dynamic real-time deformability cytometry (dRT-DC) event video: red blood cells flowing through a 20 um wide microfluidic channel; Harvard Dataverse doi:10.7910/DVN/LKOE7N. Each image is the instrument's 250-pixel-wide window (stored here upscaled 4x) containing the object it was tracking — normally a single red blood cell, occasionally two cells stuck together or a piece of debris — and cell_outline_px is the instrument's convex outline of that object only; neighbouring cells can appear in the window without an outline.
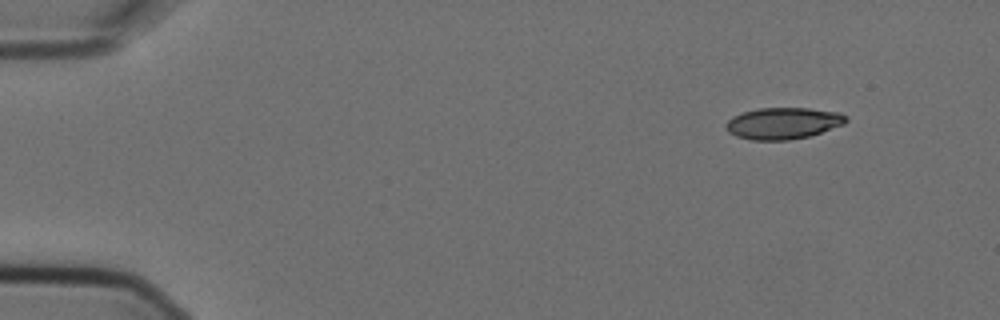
{"species": "Egyptian fruit bat (a non-hibernating species)", "species_latin": "Rousettus aegyptiacus", "temperature_condition": "cold", "stored_images_in_passage": 4, "camera_frame_rate_fps": 3000, "um_per_image_px": 0.085, "animal": {"sex": "female"}, "frame": {"image": 1, "passage_image": 1, "time_ms": 0.0, "image_size_px": [1000, 320], "cell_outline_px": [[848, 120], [844, 124], [808, 136], [788, 140], [752, 140], [736, 136], [728, 132], [724, 128], [724, 124], [732, 116], [744, 112], [760, 108], [808, 108], [840, 112], [848, 116]], "centroid_in_image_um": [66.55, 10.47], "position_along_channel_um": 18.5, "area_um2": 22.14}}
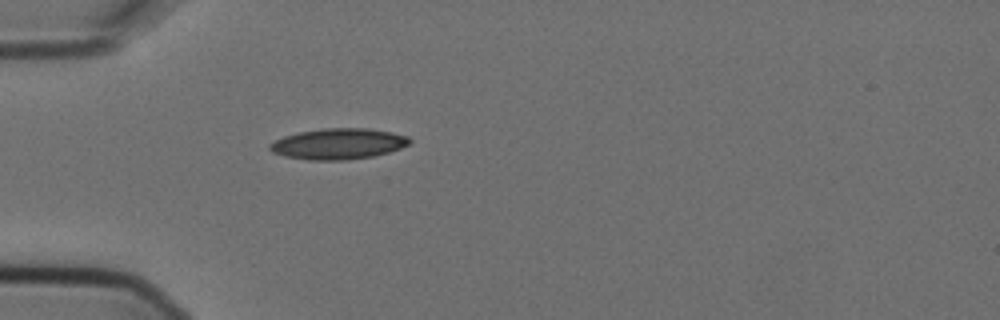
{"frame": {"image": 2, "passage_image": 4, "time_ms": 1.0, "image_size_px": [1000, 320], "cell_outline_px": [[412, 140], [408, 144], [400, 148], [388, 152], [372, 156], [348, 160], [308, 160], [284, 156], [272, 152], [268, 148], [268, 144], [284, 136], [300, 132], [324, 128], [368, 128], [392, 132], [408, 136]], "centroid_in_image_um": [28.75, 12.22], "position_along_channel_um": 56.3, "area_um2": 25.14}}